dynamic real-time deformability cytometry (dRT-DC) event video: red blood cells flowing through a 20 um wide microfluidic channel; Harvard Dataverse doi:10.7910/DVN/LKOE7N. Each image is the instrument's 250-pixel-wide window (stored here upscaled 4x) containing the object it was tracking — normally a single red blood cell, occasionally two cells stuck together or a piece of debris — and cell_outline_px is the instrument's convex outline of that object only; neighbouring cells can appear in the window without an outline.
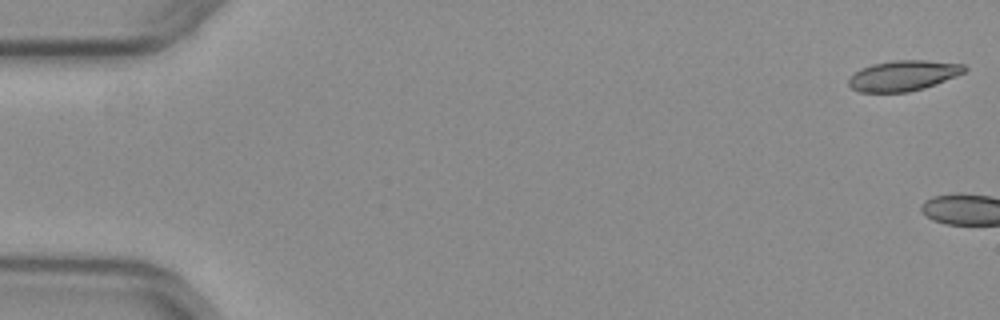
{"species": "common noctule bat (a hibernating species)", "species_latin": "Nyctalus noctula", "temperature_condition": "warm", "stored_images_in_passage": 4, "camera_frame_rate_fps": 3000, "um_per_image_px": 0.085, "animal": {"sex": "female", "body_mass_g": 29.2, "forearm_length_mm": 56.3}, "frame": {"image": 1, "passage_image": 1, "time_ms": 0.0, "image_size_px": [1000, 320], "cell_outline_px": [[968, 68], [964, 72], [956, 76], [936, 84], [924, 88], [908, 92], [860, 92], [852, 88], [848, 84], [848, 80], [860, 68], [872, 64], [892, 60], [928, 60], [964, 64]], "centroid_in_image_um": [76.8, 6.42], "position_along_channel_um": 8.2, "area_um2": 20.58}}